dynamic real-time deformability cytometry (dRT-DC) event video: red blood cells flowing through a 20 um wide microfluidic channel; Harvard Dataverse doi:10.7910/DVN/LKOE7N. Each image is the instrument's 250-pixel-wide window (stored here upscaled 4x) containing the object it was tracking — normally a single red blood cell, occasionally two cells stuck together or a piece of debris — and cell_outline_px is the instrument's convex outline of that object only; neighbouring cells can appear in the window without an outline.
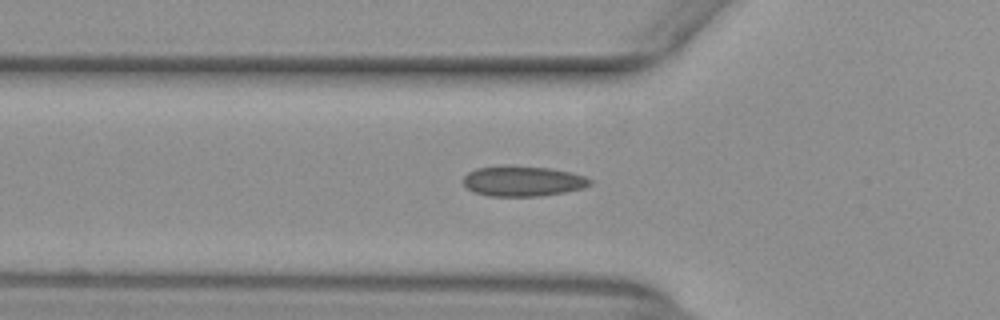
{"species": "common noctule bat (a hibernating species)", "species_latin": "Nyctalus noctula", "temperature_condition": "warm", "stored_images_in_passage": 26, "camera_frame_rate_fps": 3000, "um_per_image_px": 0.085, "animal": {"sex": "female", "body_mass_g": 29.2, "forearm_length_mm": 56.3}, "frame": {"image": 1, "passage_image": 3, "time_ms": 0.667, "image_size_px": [1000, 320], "cell_outline_px": [[592, 184], [584, 188], [564, 192], [540, 196], [488, 196], [472, 192], [464, 184], [464, 176], [468, 172], [476, 168], [504, 164], [508, 164], [552, 168], [572, 172], [584, 176], [592, 180]], "centroid_in_image_um": [44.44, 15.37], "position_along_channel_um": 81.4, "area_um2": 22.89}}
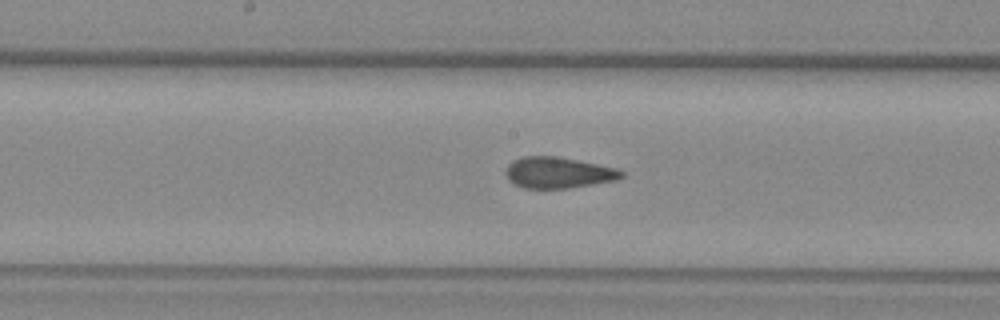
{"frame": {"image": 2, "passage_image": 12, "time_ms": 3.667, "image_size_px": [1000, 320], "cell_outline_px": [[624, 176], [616, 180], [568, 188], [524, 188], [508, 180], [504, 172], [508, 164], [512, 160], [524, 156], [556, 156], [616, 168], [624, 172]], "centroid_in_image_um": [47.41, 14.67], "position_along_channel_um": 200.8, "area_um2": 20.87}}
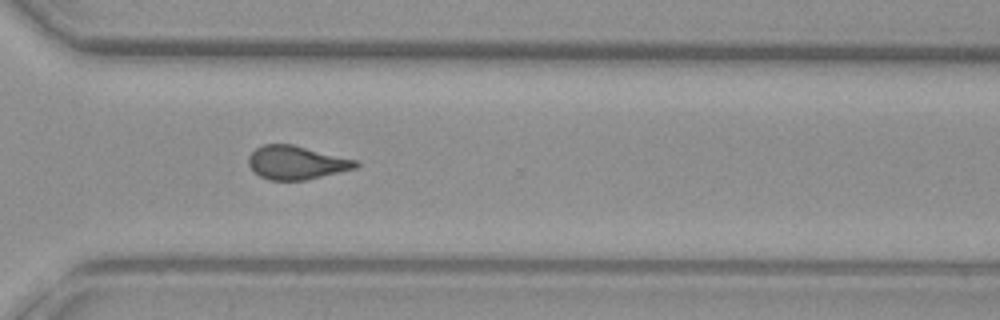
{"frame": {"image": 3, "passage_image": 23, "time_ms": 7.333, "image_size_px": [1000, 320], "cell_outline_px": [[360, 164], [356, 168], [304, 180], [268, 180], [260, 176], [248, 164], [248, 156], [256, 148], [264, 144], [292, 144], [356, 160]], "centroid_in_image_um": [25.17, 13.82], "position_along_channel_um": 345.4, "area_um2": 20.69}, "authors_computed_cell_mechanics": {"area_um2": 21.2126, "velocity_mm_per_s": 3.9507, "shape_relaxation_time_tau1_ms": null, "shape_relaxation_time_tau2_ms": 1.686, "deformation_change_tau1": null, "deformation_change_tau2": 0.0689}}